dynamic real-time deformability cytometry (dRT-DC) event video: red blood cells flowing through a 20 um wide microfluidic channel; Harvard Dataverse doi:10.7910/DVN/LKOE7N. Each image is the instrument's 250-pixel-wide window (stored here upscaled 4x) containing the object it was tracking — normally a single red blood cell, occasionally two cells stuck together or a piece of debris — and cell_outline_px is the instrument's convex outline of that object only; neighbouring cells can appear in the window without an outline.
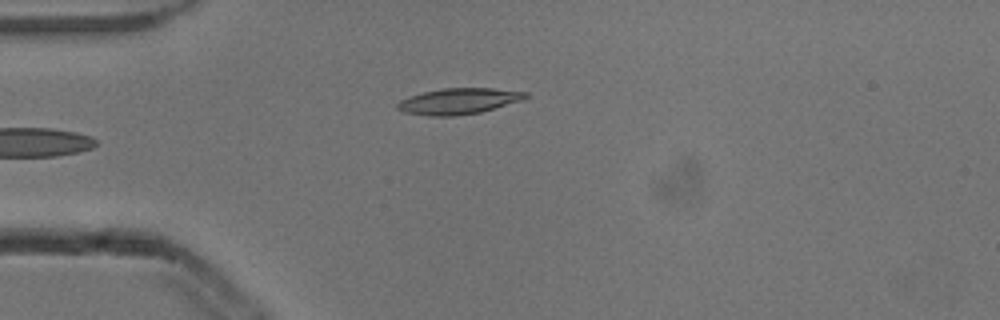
{"species": "common noctule bat (a hibernating species)", "species_latin": "Nyctalus noctula", "temperature_condition": "cold", "stored_images_in_passage": 4, "camera_frame_rate_fps": 3000, "um_per_image_px": 0.085, "animal": {"sex": "male", "body_mass_g": 13.3}, "frame": {"image": 1, "passage_image": 4, "time_ms": 1.0, "image_size_px": [1000, 320], "cell_outline_px": [[528, 96], [524, 100], [480, 112], [452, 116], [428, 116], [404, 112], [396, 108], [396, 104], [400, 100], [408, 96], [440, 88], [492, 88], [528, 92]], "centroid_in_image_um": [38.98, 8.59], "position_along_channel_um": 46.0, "area_um2": 19.48}}